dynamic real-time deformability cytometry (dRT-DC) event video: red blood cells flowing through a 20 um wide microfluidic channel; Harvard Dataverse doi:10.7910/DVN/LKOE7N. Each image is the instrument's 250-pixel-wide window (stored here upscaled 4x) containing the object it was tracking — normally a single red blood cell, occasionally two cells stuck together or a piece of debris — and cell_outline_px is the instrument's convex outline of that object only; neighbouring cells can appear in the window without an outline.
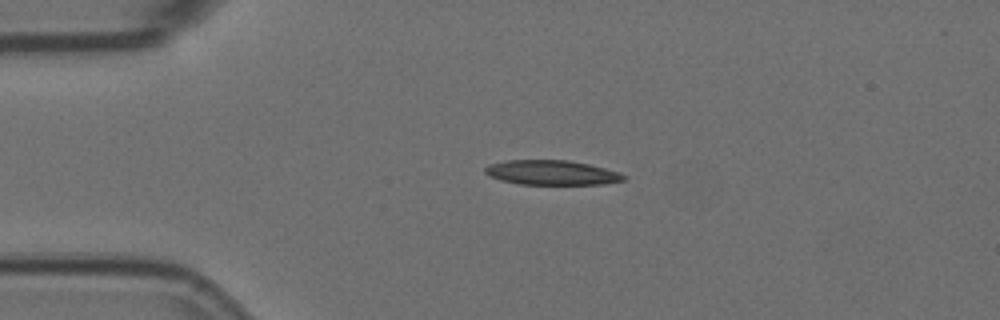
{"species": "Egyptian fruit bat (a non-hibernating species)", "species_latin": "Rousettus aegyptiacus", "temperature_condition": "room temperature", "stored_images_in_passage": 3, "camera_frame_rate_fps": 3000, "um_per_image_px": 0.085, "animal": {"sex": "female"}, "frame": {"image": 1, "passage_image": 2, "time_ms": 0.333, "image_size_px": [1000, 320], "cell_outline_px": [[628, 176], [624, 180], [604, 184], [520, 184], [500, 180], [488, 176], [484, 172], [484, 168], [488, 164], [508, 160], [568, 160], [588, 164], [620, 172]], "centroid_in_image_um": [46.88, 14.67], "position_along_channel_um": 38.1, "area_um2": 20.0}}